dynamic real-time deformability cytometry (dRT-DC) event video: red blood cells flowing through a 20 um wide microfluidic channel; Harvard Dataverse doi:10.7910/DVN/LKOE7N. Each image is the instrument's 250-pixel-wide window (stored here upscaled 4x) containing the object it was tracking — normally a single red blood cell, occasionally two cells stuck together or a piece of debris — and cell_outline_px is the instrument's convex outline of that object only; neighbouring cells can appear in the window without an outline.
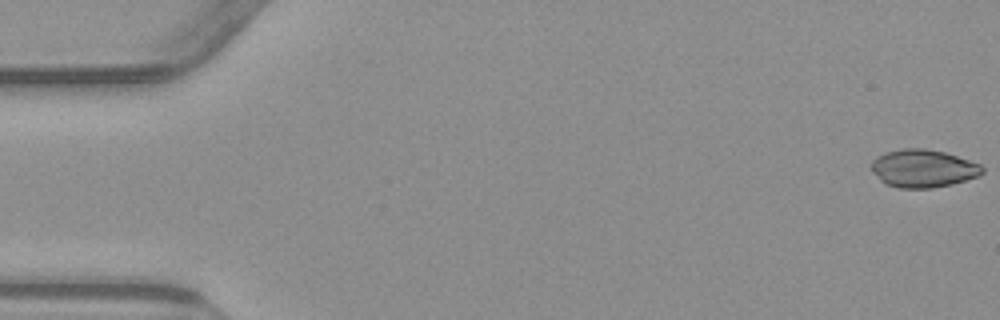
{"species": "common noctule bat (a hibernating species)", "species_latin": "Nyctalus noctula", "temperature_condition": "warm", "stored_images_in_passage": 54, "camera_frame_rate_fps": 3000, "um_per_image_px": 0.085, "animal": {"sex": "male", "body_mass_g": 23.1, "forearm_length_mm": 52.7}, "frame": {"image": 1, "passage_image": 1, "time_ms": 0.0, "image_size_px": [1000, 320], "cell_outline_px": [[984, 172], [976, 176], [952, 184], [932, 188], [900, 188], [884, 184], [872, 172], [872, 160], [876, 156], [884, 152], [904, 148], [924, 148], [944, 152], [980, 164], [984, 168]], "centroid_in_image_um": [78.42, 14.31], "position_along_channel_um": 6.6, "area_um2": 24.45}}
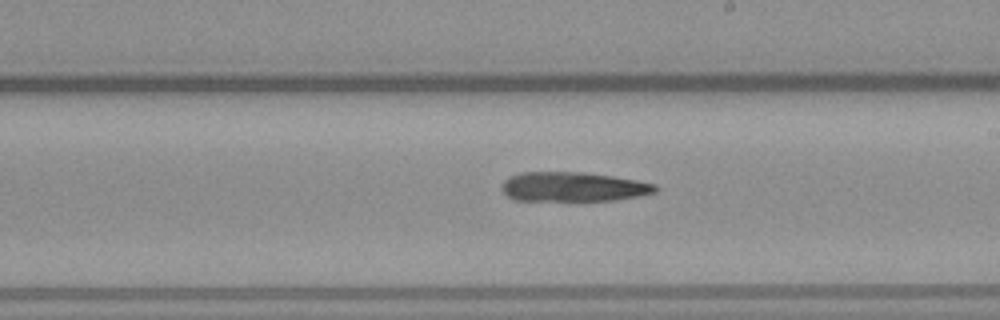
{"frame": {"image": 2, "passage_image": 31, "time_ms": 10.0, "image_size_px": [1000, 320], "cell_outline_px": [[660, 188], [656, 192], [616, 200], [516, 200], [508, 196], [500, 188], [504, 180], [508, 176], [520, 172], [584, 172], [612, 176], [636, 180], [656, 184]], "centroid_in_image_um": [48.71, 15.87], "position_along_channel_um": 240.3, "area_um2": 26.36}}
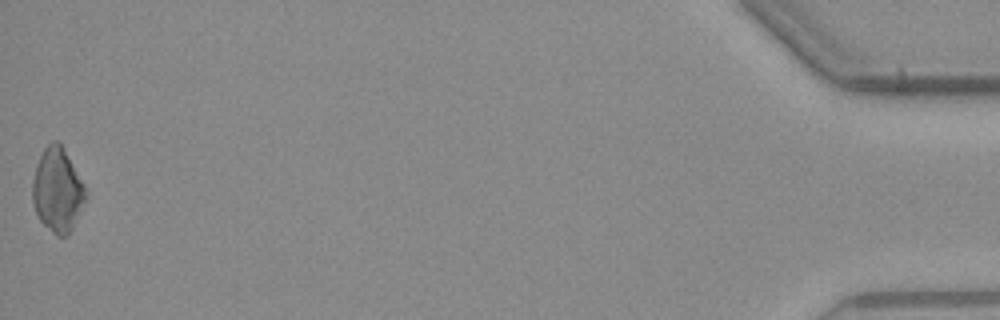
{"frame": {"image": 3, "passage_image": 54, "time_ms": 17.667, "image_size_px": [1000, 320], "cell_outline_px": [[88, 196], [68, 236], [56, 236], [40, 220], [36, 212], [32, 200], [32, 180], [36, 164], [44, 148], [52, 140], [56, 140], [64, 148], [84, 184], [88, 192]], "centroid_in_image_um": [4.89, 16.15], "position_along_channel_um": 430.3, "area_um2": 26.13}}